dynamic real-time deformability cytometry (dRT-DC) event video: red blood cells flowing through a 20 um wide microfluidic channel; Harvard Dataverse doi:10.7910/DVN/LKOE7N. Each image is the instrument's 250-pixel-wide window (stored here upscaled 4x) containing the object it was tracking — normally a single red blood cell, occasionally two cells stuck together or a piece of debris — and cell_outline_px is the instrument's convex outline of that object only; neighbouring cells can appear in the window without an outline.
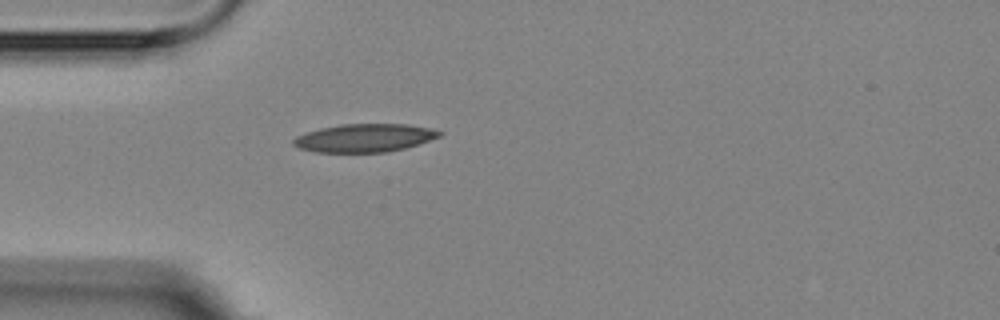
{"species": "Egyptian fruit bat (a non-hibernating species)", "species_latin": "Rousettus aegyptiacus", "temperature_condition": "room temperature", "stored_images_in_passage": 1, "camera_frame_rate_fps": 3000, "um_per_image_px": 0.085, "animal": {"sex": "female"}, "frame": {"image": 1, "passage_image": 1, "time_ms": 0.0, "image_size_px": [1000, 320], "cell_outline_px": [[444, 132], [440, 136], [404, 148], [388, 152], [316, 152], [300, 148], [292, 144], [292, 140], [296, 136], [320, 128], [340, 124], [408, 124], [428, 128]], "centroid_in_image_um": [30.95, 11.72], "position_along_channel_um": 54.0, "area_um2": 23.76}}